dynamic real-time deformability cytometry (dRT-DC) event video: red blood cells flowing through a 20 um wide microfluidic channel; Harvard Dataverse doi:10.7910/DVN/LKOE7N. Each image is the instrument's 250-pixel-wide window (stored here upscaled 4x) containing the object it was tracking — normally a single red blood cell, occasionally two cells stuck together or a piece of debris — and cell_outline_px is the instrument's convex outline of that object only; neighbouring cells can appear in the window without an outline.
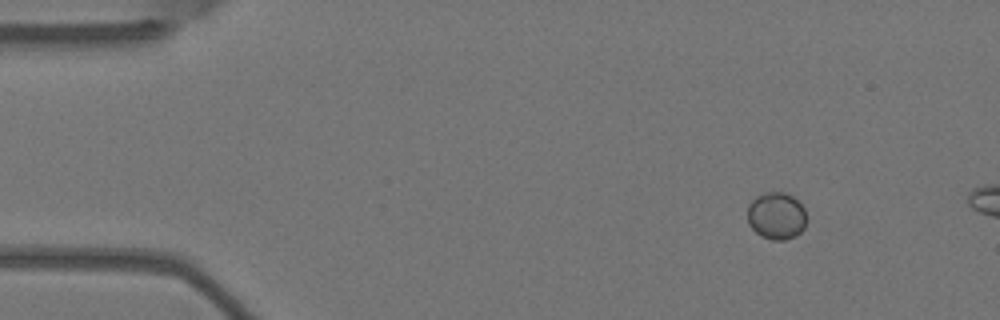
{"species": "Egyptian fruit bat (a non-hibernating species)", "species_latin": "Rousettus aegyptiacus", "temperature_condition": "warm", "stored_images_in_passage": 3, "camera_frame_rate_fps": 3000, "um_per_image_px": 0.085, "animal": {"sex": "female"}, "frame": {"image": 1, "passage_image": 1, "time_ms": 0.0, "image_size_px": [1000, 320], "cell_outline_px": [[808, 220], [804, 228], [796, 236], [784, 240], [772, 240], [760, 236], [748, 224], [748, 204], [760, 192], [784, 192], [792, 196], [804, 208], [808, 216]], "centroid_in_image_um": [66.01, 18.34], "position_along_channel_um": 19.0, "area_um2": 16.59}}